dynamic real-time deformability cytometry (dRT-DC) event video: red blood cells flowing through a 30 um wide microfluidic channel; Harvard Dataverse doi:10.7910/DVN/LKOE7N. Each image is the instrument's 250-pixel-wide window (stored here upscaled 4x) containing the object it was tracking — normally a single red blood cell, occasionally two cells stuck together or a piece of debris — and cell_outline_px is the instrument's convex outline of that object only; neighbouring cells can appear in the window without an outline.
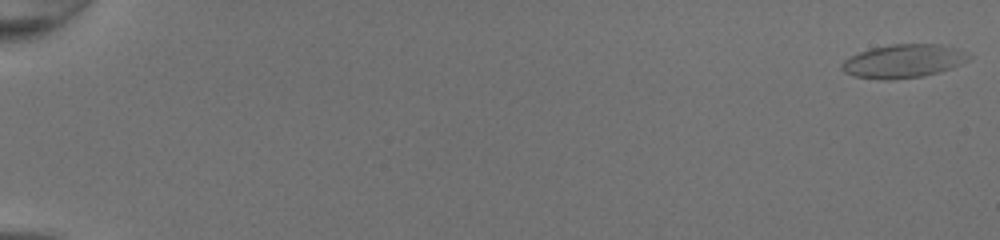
{"species": "common noctule bat (a hibernating species)", "species_latin": "Nyctalus noctula", "temperature_condition": "room temperature", "stored_images_in_passage": 51, "camera_frame_rate_fps": 3000, "um_per_image_px": 0.085, "animal": {"sex": "female", "body_mass_g": 20.0, "forearm_length_mm": 54.0}, "frame": {"image": 1, "passage_image": 1, "time_ms": 0.0, "image_size_px": [1000, 240], "cell_outline_px": [[972, 56], [968, 60], [952, 68], [940, 72], [924, 76], [888, 80], [884, 80], [856, 76], [844, 72], [840, 68], [840, 64], [844, 60], [860, 52], [872, 48], [892, 44], [940, 44], [956, 48], [968, 52]], "centroid_in_image_um": [76.82, 5.19], "position_along_channel_um": 8.2, "area_um2": 24.8}}
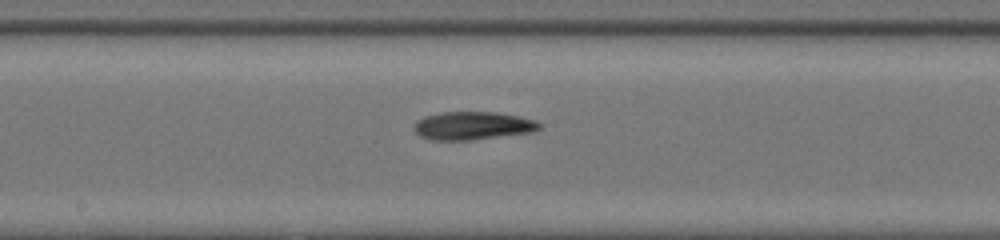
{"frame": {"image": 2, "passage_image": 30, "time_ms": 9.667, "image_size_px": [1000, 240], "cell_outline_px": [[540, 128], [532, 132], [472, 140], [428, 140], [420, 136], [412, 128], [412, 124], [416, 120], [424, 116], [444, 112], [496, 112], [520, 116], [536, 120], [540, 124]], "centroid_in_image_um": [40.13, 10.68], "position_along_channel_um": 208.1, "area_um2": 20.75}}
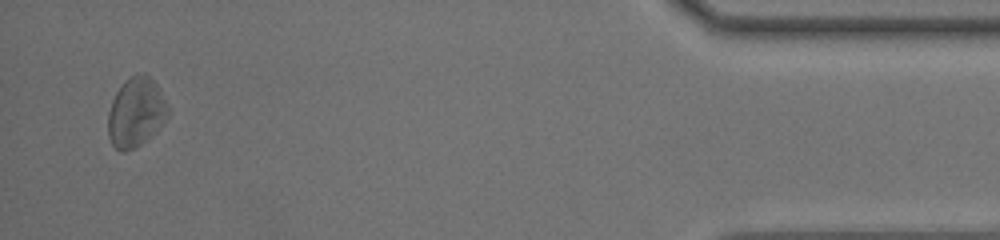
{"frame": {"image": 3, "passage_image": 50, "time_ms": 16.333, "image_size_px": [1000, 240], "cell_outline_px": [[168, 116], [160, 128], [140, 144], [124, 152], [120, 152], [112, 144], [108, 136], [108, 112], [112, 100], [116, 92], [124, 80], [128, 76], [136, 72], [144, 72], [156, 84], [168, 108]], "centroid_in_image_um": [11.53, 9.52], "position_along_channel_um": 423.7, "area_um2": 24.22}, "authors_computed_cell_mechanics": {"area_um2": 21.9062, "velocity_mm_per_s": 4.2326, "shape_relaxation_time_tau1_ms": 2.8391, "shape_relaxation_time_tau2_ms": null, "deformation_change_tau1": 0.1034, "deformation_change_tau2": null}}